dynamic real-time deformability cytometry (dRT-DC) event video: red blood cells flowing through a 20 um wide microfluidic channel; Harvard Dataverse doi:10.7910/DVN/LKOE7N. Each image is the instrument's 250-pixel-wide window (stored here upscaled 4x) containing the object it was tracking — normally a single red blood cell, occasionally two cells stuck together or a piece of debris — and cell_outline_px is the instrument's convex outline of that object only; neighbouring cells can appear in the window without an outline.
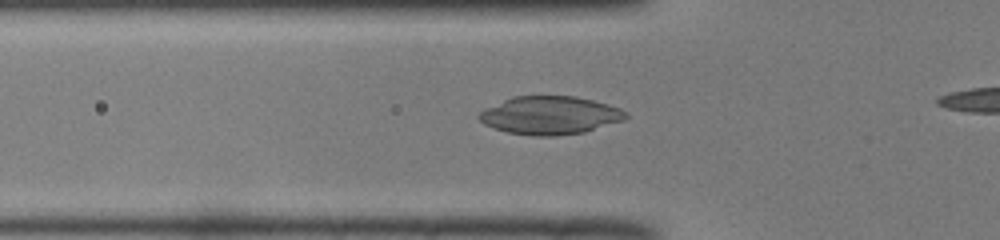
{"species": "common noctule bat (a hibernating species)", "species_latin": "Nyctalus noctula", "temperature_condition": "room temperature", "stored_images_in_passage": 40, "camera_frame_rate_fps": 3000, "um_per_image_px": 0.085, "animal": {"sex": "male", "body_mass_g": 19.0, "forearm_length_mm": 50.8}, "frame": {"image": 1, "passage_image": 14, "time_ms": 4.333, "image_size_px": [1000, 240], "cell_outline_px": [[628, 116], [624, 120], [584, 132], [556, 136], [536, 136], [508, 132], [484, 124], [476, 116], [480, 112], [512, 96], [576, 96], [608, 104], [620, 108], [628, 112]], "centroid_in_image_um": [46.79, 9.8], "position_along_channel_um": 79.0, "area_um2": 32.43}}
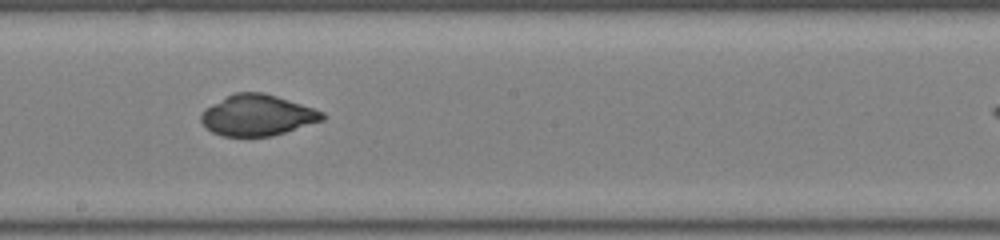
{"frame": {"image": 2, "passage_image": 25, "time_ms": 8.0, "image_size_px": [1000, 240], "cell_outline_px": [[324, 120], [272, 136], [224, 136], [212, 132], [200, 120], [200, 116], [204, 108], [232, 92], [264, 92], [324, 112]], "centroid_in_image_um": [21.84, 9.79], "position_along_channel_um": 226.4, "area_um2": 28.84}}
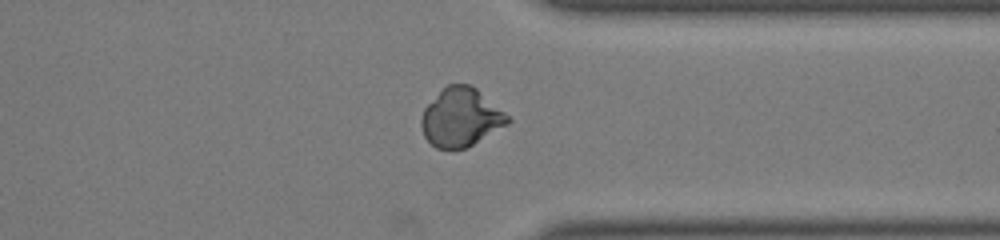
{"frame": {"image": 3, "passage_image": 36, "time_ms": 11.667, "image_size_px": [1000, 240], "cell_outline_px": [[512, 120], [508, 124], [472, 144], [464, 148], [436, 148], [424, 136], [420, 124], [420, 120], [424, 108], [448, 84], [472, 84], [504, 112]], "centroid_in_image_um": [39.17, 9.97], "position_along_channel_um": 372.2, "area_um2": 28.96}}